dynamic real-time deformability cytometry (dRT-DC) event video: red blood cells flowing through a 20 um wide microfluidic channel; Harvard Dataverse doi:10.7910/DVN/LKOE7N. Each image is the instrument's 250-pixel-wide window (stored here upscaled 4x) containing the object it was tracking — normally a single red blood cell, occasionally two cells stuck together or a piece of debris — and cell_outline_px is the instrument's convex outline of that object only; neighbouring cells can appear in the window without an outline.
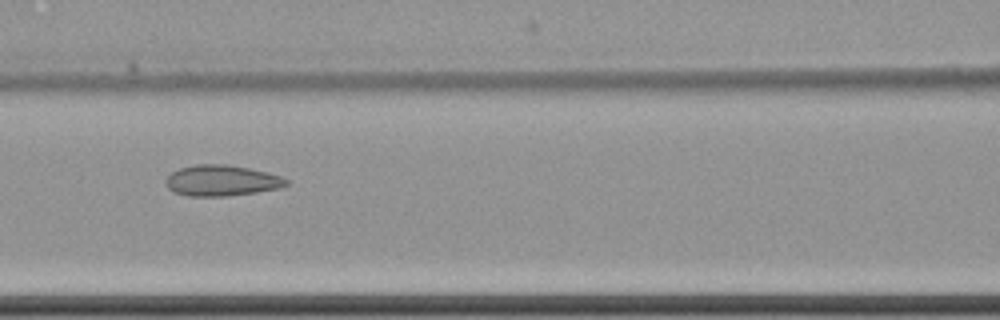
{"species": "common noctule bat (a hibernating species)", "species_latin": "Nyctalus noctula", "temperature_condition": "cold", "stored_images_in_passage": 4, "camera_frame_rate_fps": 3000, "um_per_image_px": 0.085, "animal": {"sex": "female", "body_mass_g": 22.7, "forearm_length_mm": 54.2}, "frame": {"image": 1, "passage_image": 4, "time_ms": 3.667, "image_size_px": [1000, 320], "cell_outline_px": [[288, 184], [280, 188], [256, 192], [228, 196], [188, 196], [176, 192], [168, 188], [164, 180], [172, 172], [180, 168], [196, 164], [224, 164], [248, 168], [268, 172], [280, 176], [288, 180]], "centroid_in_image_um": [18.84, 15.35], "position_along_channel_um": 147.8, "area_um2": 21.62}}